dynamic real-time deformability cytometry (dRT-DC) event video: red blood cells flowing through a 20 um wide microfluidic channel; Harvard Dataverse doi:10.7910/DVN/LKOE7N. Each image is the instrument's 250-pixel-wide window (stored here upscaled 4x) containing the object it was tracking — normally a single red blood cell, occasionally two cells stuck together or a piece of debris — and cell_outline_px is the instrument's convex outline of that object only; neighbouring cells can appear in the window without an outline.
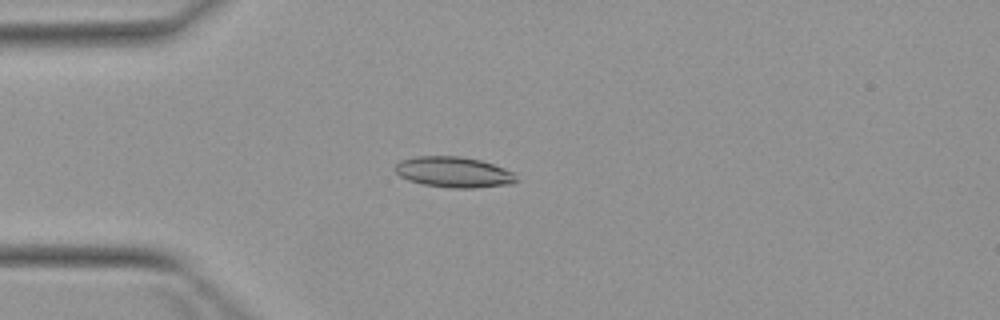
{"species": "Egyptian fruit bat (a non-hibernating species)", "species_latin": "Rousettus aegyptiacus", "temperature_condition": "warm", "stored_images_in_passage": 4, "camera_frame_rate_fps": 3000, "um_per_image_px": 0.085, "animal": {"sex": "female"}, "frame": {"image": 1, "passage_image": 4, "time_ms": 3.667, "image_size_px": [1000, 320], "cell_outline_px": [[516, 180], [512, 184], [476, 188], [448, 188], [424, 184], [408, 180], [400, 176], [396, 172], [396, 164], [400, 160], [416, 156], [460, 156], [480, 160], [504, 168], [512, 172]], "centroid_in_image_um": [38.55, 14.63], "position_along_channel_um": 46.5, "area_um2": 21.56}}